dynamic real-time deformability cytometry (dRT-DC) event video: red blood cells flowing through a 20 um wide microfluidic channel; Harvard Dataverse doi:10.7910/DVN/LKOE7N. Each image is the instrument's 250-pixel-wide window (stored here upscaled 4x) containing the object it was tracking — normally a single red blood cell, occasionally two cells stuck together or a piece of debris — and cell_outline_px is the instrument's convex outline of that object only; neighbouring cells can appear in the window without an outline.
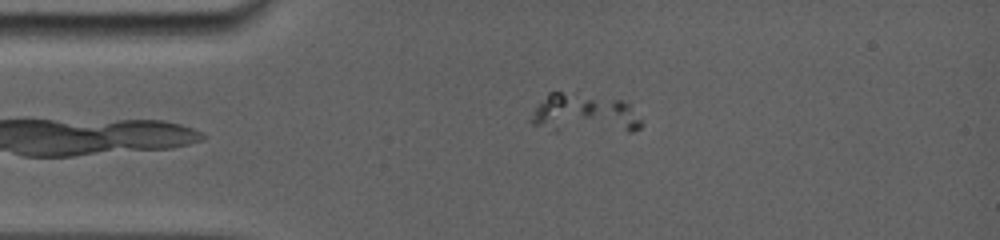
{"species": "common noctule bat (a hibernating species)", "species_latin": "Nyctalus noctula", "temperature_condition": "room temperature", "stored_images_in_passage": 23, "segment_of_instrument_passage": [1, 3], "camera_frame_rate_fps": 5000, "um_per_image_px": 0.085, "animal": {"sex": "female", "body_mass_g": 19.0, "forearm_length_mm": 56.7}, "frame": {"image": 1, "passage_image": 2, "time_ms": 0.4, "image_size_px": [1000, 240], "cell_outline_px": [[644, 124], [640, 128], [632, 132], [552, 132], [532, 124], [528, 120], [536, 104], [548, 92], [576, 92], [620, 100], [628, 104]], "centroid_in_image_um": [49.61, 9.69], "position_along_channel_um": 35.4, "area_um2": 26.3}}